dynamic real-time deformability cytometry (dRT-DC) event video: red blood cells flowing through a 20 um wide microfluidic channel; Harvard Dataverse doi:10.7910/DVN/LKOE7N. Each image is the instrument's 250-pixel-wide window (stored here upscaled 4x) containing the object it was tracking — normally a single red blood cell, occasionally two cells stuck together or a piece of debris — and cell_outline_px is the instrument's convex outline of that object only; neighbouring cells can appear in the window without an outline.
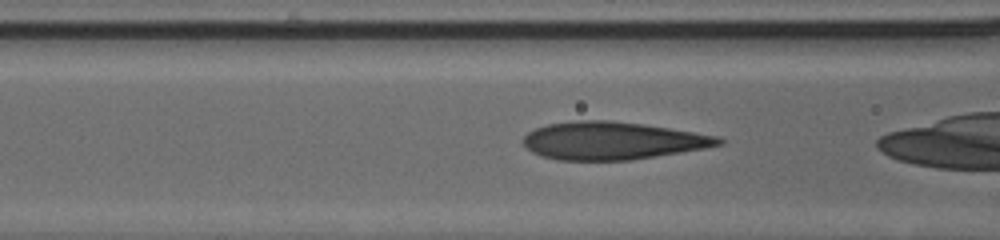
{"species": "human", "species_latin": "Homo sapiens", "temperature_condition": "cold", "stored_images_in_passage": 23, "camera_frame_rate_fps": 3000, "um_per_image_px": 0.085, "donor": {"sex": "male"}, "frame": {"image": 1, "passage_image": 3, "time_ms": 0.667, "image_size_px": [1000, 240], "cell_outline_px": [[724, 144], [704, 148], [632, 160], [556, 160], [532, 152], [524, 144], [524, 136], [528, 132], [536, 128], [548, 124], [580, 120], [612, 120], [644, 124], [720, 136], [724, 140]], "centroid_in_image_um": [52.08, 11.95], "position_along_channel_um": 114.5, "area_um2": 42.83}}
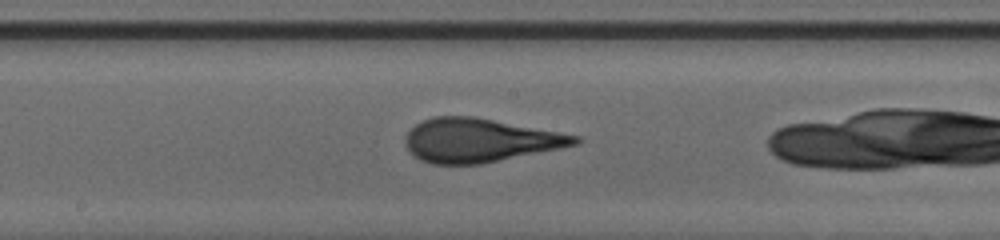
{"frame": {"image": 2, "passage_image": 10, "time_ms": 3.0, "image_size_px": [1000, 240], "cell_outline_px": [[584, 140], [580, 144], [480, 164], [432, 164], [420, 160], [408, 148], [404, 140], [408, 132], [420, 120], [432, 116], [476, 116], [580, 136]], "centroid_in_image_um": [40.79, 11.91], "position_along_channel_um": 207.4, "area_um2": 43.18}}
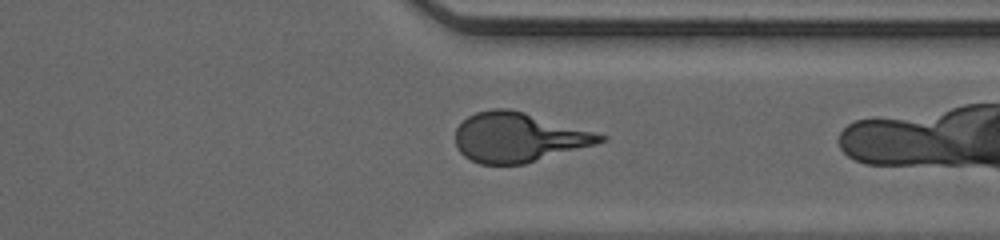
{"frame": {"image": 3, "passage_image": 22, "time_ms": 7.0, "image_size_px": [1000, 240], "cell_outline_px": [[608, 140], [596, 144], [524, 164], [480, 164], [464, 156], [456, 148], [456, 128], [468, 116], [476, 112], [492, 108], [508, 108], [524, 112], [608, 136]], "centroid_in_image_um": [44.05, 11.67], "position_along_channel_um": 367.4, "area_um2": 41.5}}